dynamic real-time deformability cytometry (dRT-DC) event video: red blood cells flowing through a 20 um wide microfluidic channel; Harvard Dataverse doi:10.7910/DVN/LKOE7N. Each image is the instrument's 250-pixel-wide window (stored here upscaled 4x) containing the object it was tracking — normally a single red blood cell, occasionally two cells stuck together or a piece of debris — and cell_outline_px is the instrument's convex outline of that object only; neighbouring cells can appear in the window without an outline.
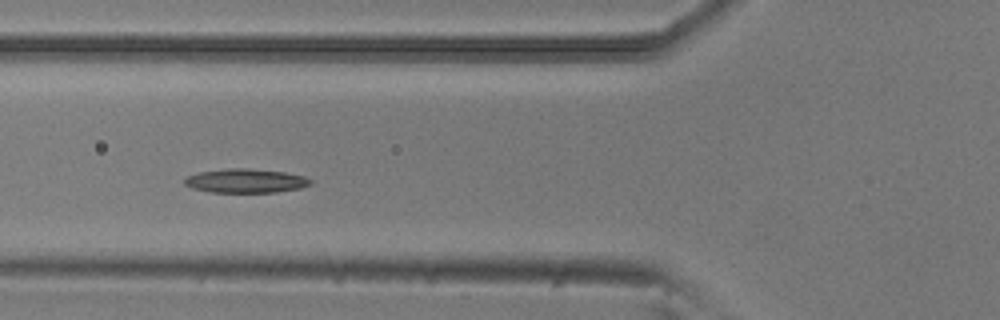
{"species": "common noctule bat (a hibernating species)", "species_latin": "Nyctalus noctula", "temperature_condition": "room temperature", "stored_images_in_passage": 5, "camera_frame_rate_fps": 3000, "um_per_image_px": 0.085, "animal": {"sex": "male", "body_mass_g": 20.5, "forearm_length_mm": 52.5}, "frame": {"image": 1, "passage_image": 3, "time_ms": 0.667, "image_size_px": [1000, 320], "cell_outline_px": [[312, 184], [300, 188], [276, 192], [212, 192], [192, 188], [184, 184], [184, 180], [188, 176], [200, 172], [228, 168], [248, 168], [284, 172], [304, 176], [312, 180]], "centroid_in_image_um": [20.9, 15.37], "position_along_channel_um": 104.9, "area_um2": 17.51}}
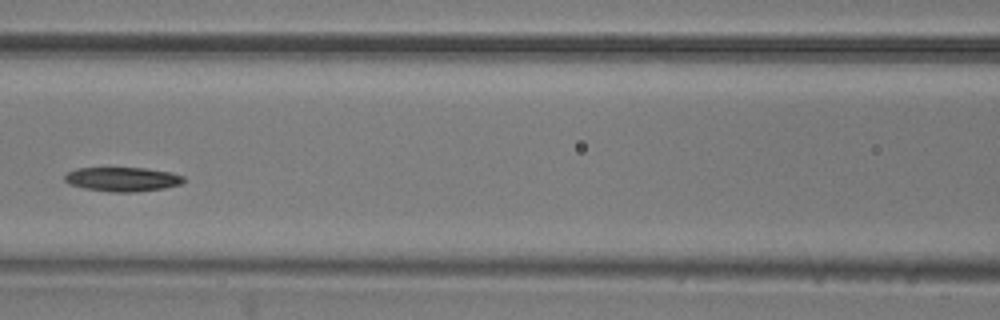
{"frame": {"image": 2, "passage_image": 4, "time_ms": 1.0, "image_size_px": [1000, 320], "cell_outline_px": [[184, 180], [180, 184], [164, 188], [136, 192], [108, 192], [84, 188], [68, 184], [64, 180], [64, 176], [68, 172], [76, 168], [144, 168], [172, 172], [184, 176]], "centroid_in_image_um": [10.39, 15.24], "position_along_channel_um": 156.2, "area_um2": 16.88}}
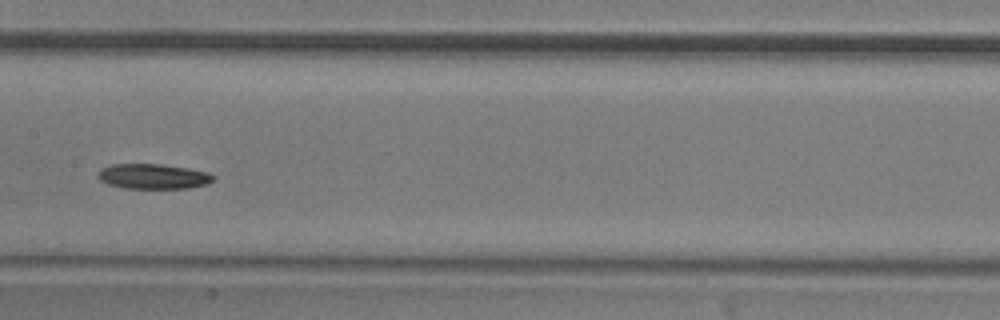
{"frame": {"image": 3, "passage_image": 5, "time_ms": 1.333, "image_size_px": [1000, 320], "cell_outline_px": [[216, 176], [208, 184], [188, 188], [128, 188], [108, 184], [100, 180], [96, 176], [100, 168], [112, 164], [160, 164], [188, 168], [208, 172]], "centroid_in_image_um": [13.01, 14.98], "position_along_channel_um": 194.4, "area_um2": 16.88}}